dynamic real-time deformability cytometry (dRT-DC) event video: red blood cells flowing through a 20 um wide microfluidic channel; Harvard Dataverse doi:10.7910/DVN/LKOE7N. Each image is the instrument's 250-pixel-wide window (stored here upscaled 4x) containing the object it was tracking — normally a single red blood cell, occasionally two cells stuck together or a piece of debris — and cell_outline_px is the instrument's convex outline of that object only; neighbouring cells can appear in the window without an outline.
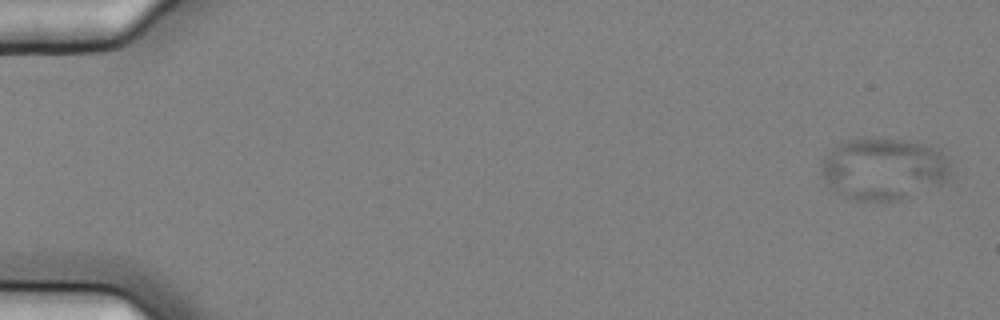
{"species": "common noctule bat (a hibernating species)", "species_latin": "Nyctalus noctula", "temperature_condition": "cold", "stored_images_in_passage": 7, "camera_frame_rate_fps": 3000, "um_per_image_px": 0.085, "animal": {"sex": "female", "body_mass_g": 25.1}, "frame": {"image": 1, "passage_image": 1, "time_ms": 0.0, "image_size_px": [1000, 320], "cell_outline_px": [[952, 168], [948, 176], [940, 184], [900, 200], [848, 200], [832, 192], [828, 188], [820, 176], [820, 164], [824, 156], [836, 144], [848, 140], [864, 136], [904, 140], [932, 144], [952, 160]], "centroid_in_image_um": [75.06, 14.33], "position_along_channel_um": 9.9, "area_um2": 48.21}}
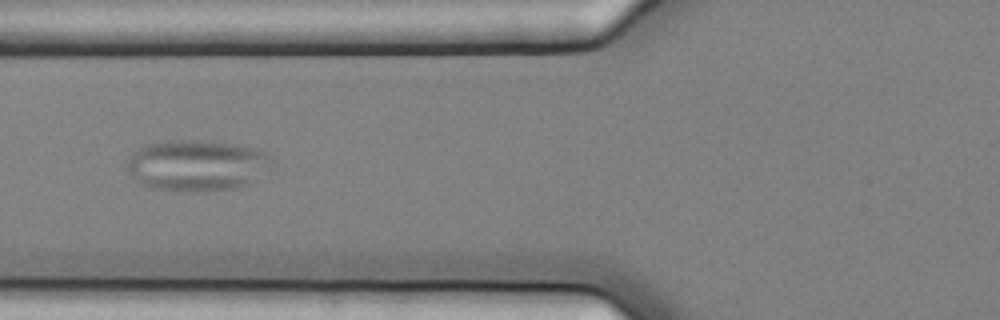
{"frame": {"image": 2, "passage_image": 7, "time_ms": 2.0, "image_size_px": [1000, 320], "cell_outline_px": [[276, 168], [248, 184], [236, 188], [152, 188], [140, 184], [128, 172], [128, 164], [132, 156], [140, 148], [148, 144], [168, 140], [184, 140], [232, 144], [256, 148], [264, 152], [276, 164]], "centroid_in_image_um": [16.84, 14.02], "position_along_channel_um": 109.0, "area_um2": 41.91}}